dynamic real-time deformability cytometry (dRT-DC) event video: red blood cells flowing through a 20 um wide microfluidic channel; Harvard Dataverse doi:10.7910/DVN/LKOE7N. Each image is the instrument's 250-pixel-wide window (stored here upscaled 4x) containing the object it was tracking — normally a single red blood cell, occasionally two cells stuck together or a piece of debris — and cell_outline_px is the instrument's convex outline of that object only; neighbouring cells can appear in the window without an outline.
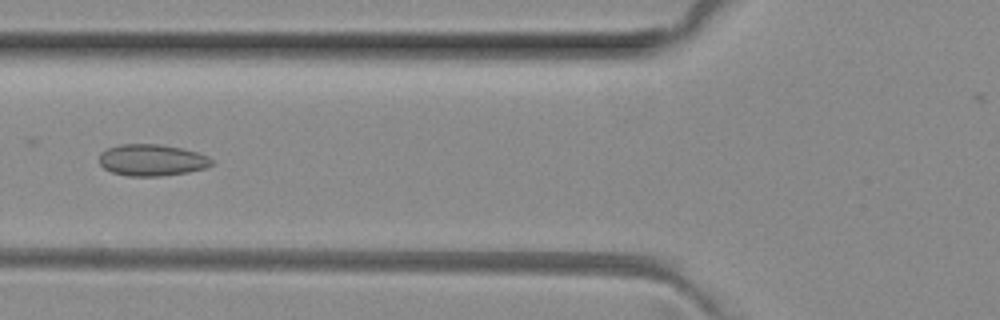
{"species": "common noctule bat (a hibernating species)", "species_latin": "Nyctalus noctula", "temperature_condition": "room temperature", "stored_images_in_passage": 33, "camera_frame_rate_fps": 3000, "um_per_image_px": 0.085, "animal": {"sex": "female", "body_mass_g": 29.2, "forearm_length_mm": 56.3}, "frame": {"image": 1, "passage_image": 9, "time_ms": 2.667, "image_size_px": [1000, 320], "cell_outline_px": [[216, 160], [212, 164], [204, 168], [188, 172], [160, 176], [128, 176], [112, 172], [104, 168], [100, 164], [100, 152], [108, 148], [120, 144], [160, 144], [180, 148], [196, 152], [208, 156]], "centroid_in_image_um": [12.92, 13.6], "position_along_channel_um": 112.9, "area_um2": 20.69}}
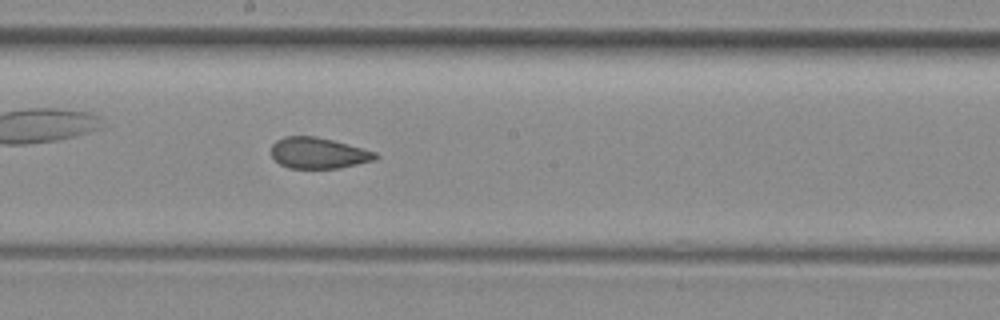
{"frame": {"image": 2, "passage_image": 17, "time_ms": 5.333, "image_size_px": [1000, 320], "cell_outline_px": [[380, 156], [376, 160], [340, 168], [288, 168], [280, 164], [272, 156], [272, 144], [276, 140], [284, 136], [316, 136], [332, 140], [376, 152]], "centroid_in_image_um": [27.07, 13.01], "position_along_channel_um": 221.1, "area_um2": 18.84}}
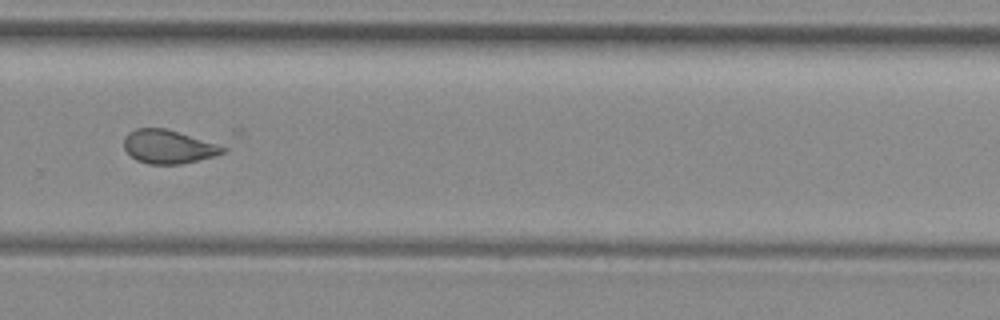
{"frame": {"image": 3, "passage_image": 24, "time_ms": 7.667, "image_size_px": [1000, 320], "cell_outline_px": [[228, 152], [180, 164], [148, 164], [136, 160], [124, 148], [124, 136], [128, 132], [136, 128], [164, 128], [216, 144], [228, 148]], "centroid_in_image_um": [14.27, 12.47], "position_along_channel_um": 315.5, "area_um2": 19.07}}